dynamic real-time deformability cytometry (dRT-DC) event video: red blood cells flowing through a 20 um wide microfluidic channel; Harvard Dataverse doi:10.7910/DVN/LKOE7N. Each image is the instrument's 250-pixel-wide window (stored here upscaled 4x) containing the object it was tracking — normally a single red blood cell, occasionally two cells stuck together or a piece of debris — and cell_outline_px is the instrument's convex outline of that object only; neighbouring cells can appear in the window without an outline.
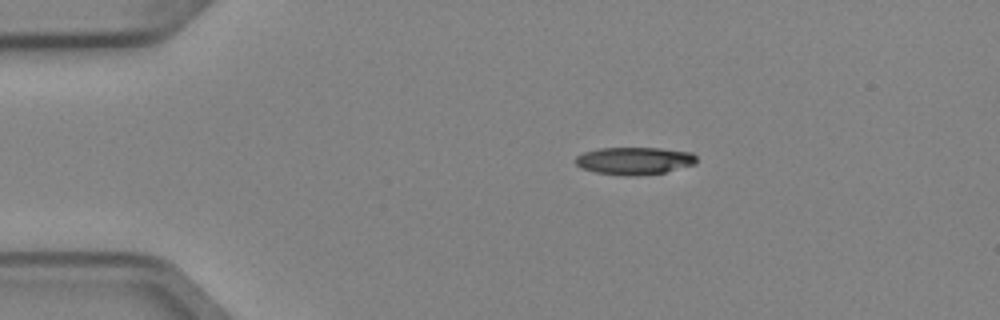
{"species": "Egyptian fruit bat (a non-hibernating species)", "species_latin": "Rousettus aegyptiacus", "temperature_condition": "cold", "stored_images_in_passage": 4, "camera_frame_rate_fps": 3000, "um_per_image_px": 0.085, "animal": {"sex": "female"}, "frame": {"image": 1, "passage_image": 2, "time_ms": 0.333, "image_size_px": [1000, 320], "cell_outline_px": [[696, 164], [664, 172], [636, 176], [620, 176], [596, 172], [580, 168], [576, 164], [576, 156], [584, 152], [600, 148], [660, 148], [692, 152], [696, 156]], "centroid_in_image_um": [53.92, 13.67], "position_along_channel_um": 31.1, "area_um2": 19.48}}
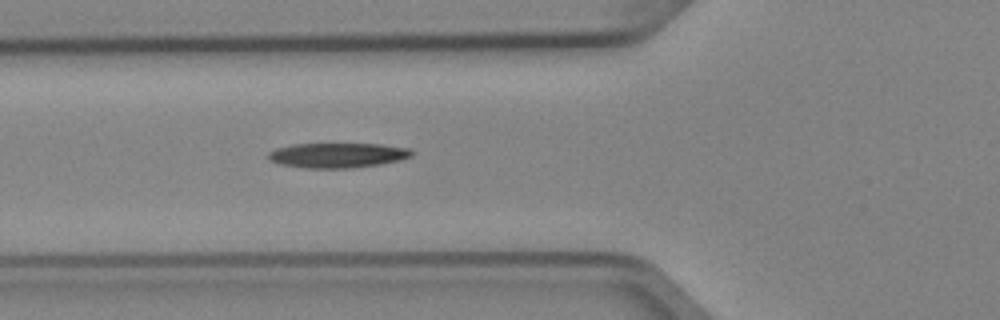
{"frame": {"image": 2, "passage_image": 4, "time_ms": 1.0, "image_size_px": [1000, 320], "cell_outline_px": [[412, 156], [400, 160], [380, 164], [352, 168], [304, 168], [280, 164], [268, 160], [268, 152], [276, 148], [292, 144], [380, 144], [412, 148]], "centroid_in_image_um": [28.69, 13.2], "position_along_channel_um": 97.1, "area_um2": 20.92}}